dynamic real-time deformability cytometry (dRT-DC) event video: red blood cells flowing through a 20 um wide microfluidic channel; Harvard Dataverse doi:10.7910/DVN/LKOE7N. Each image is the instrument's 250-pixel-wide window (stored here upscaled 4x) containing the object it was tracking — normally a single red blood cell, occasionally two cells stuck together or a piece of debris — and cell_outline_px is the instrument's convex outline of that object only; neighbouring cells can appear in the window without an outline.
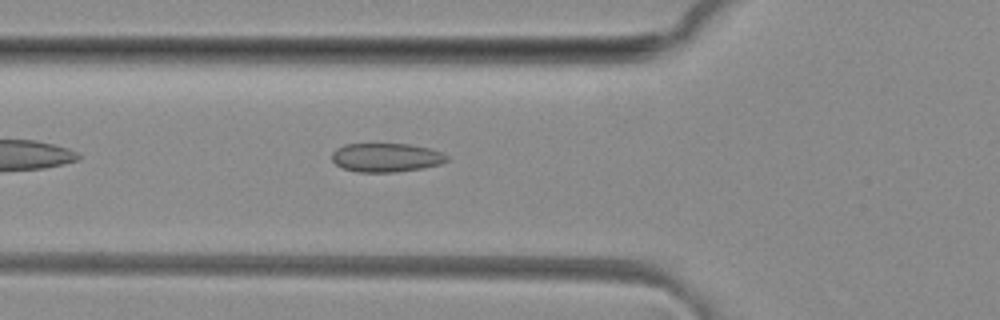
{"species": "common noctule bat (a hibernating species)", "species_latin": "Nyctalus noctula", "temperature_condition": "room temperature", "stored_images_in_passage": 37, "camera_frame_rate_fps": 3000, "um_per_image_px": 0.085, "animal": {"sex": "female", "body_mass_g": 29.2, "forearm_length_mm": 56.3}, "frame": {"image": 1, "passage_image": 5, "time_ms": 1.333, "image_size_px": [1000, 320], "cell_outline_px": [[448, 160], [440, 164], [424, 168], [396, 172], [356, 172], [344, 168], [336, 164], [332, 160], [332, 152], [336, 148], [344, 144], [408, 144], [428, 148], [440, 152], [448, 156]], "centroid_in_image_um": [32.81, 13.39], "position_along_channel_um": 93.0, "area_um2": 19.31}}
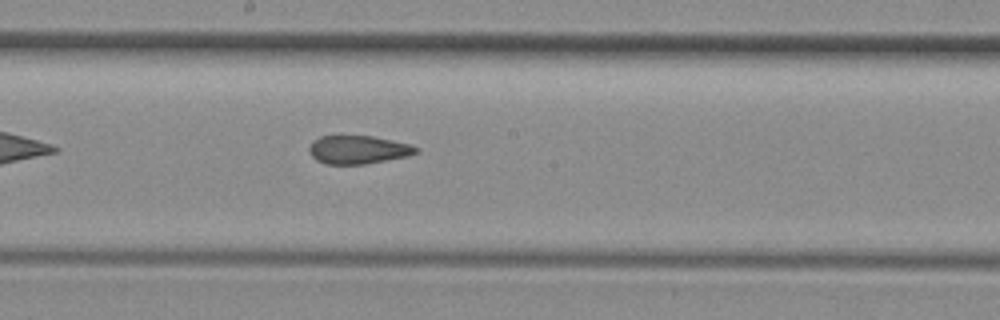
{"frame": {"image": 2, "passage_image": 14, "time_ms": 4.333, "image_size_px": [1000, 320], "cell_outline_px": [[420, 148], [416, 152], [408, 156], [364, 164], [328, 164], [316, 160], [312, 156], [308, 148], [312, 140], [320, 136], [372, 136], [408, 144]], "centroid_in_image_um": [30.4, 12.72], "position_along_channel_um": 217.8, "area_um2": 17.46}}
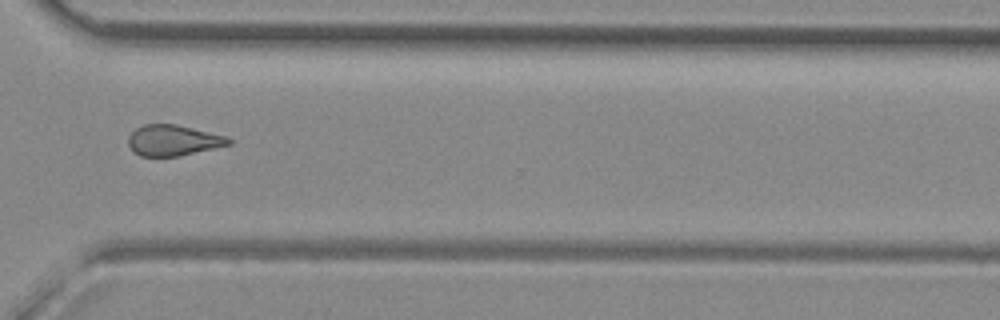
{"frame": {"image": 3, "passage_image": 24, "time_ms": 7.667, "image_size_px": [1000, 320], "cell_outline_px": [[232, 144], [180, 156], [140, 156], [128, 144], [128, 136], [136, 128], [144, 124], [176, 124], [228, 136], [232, 140]], "centroid_in_image_um": [14.76, 11.92], "position_along_channel_um": 355.8, "area_um2": 18.03}, "authors_computed_cell_mechanics": {"area_um2": 18.496, "velocity_mm_per_s": 4.1463, "shape_relaxation_time_tau1_ms": null, "shape_relaxation_time_tau2_ms": 1.7826, "deformation_change_tau1": null, "deformation_change_tau2": 0.0783}}